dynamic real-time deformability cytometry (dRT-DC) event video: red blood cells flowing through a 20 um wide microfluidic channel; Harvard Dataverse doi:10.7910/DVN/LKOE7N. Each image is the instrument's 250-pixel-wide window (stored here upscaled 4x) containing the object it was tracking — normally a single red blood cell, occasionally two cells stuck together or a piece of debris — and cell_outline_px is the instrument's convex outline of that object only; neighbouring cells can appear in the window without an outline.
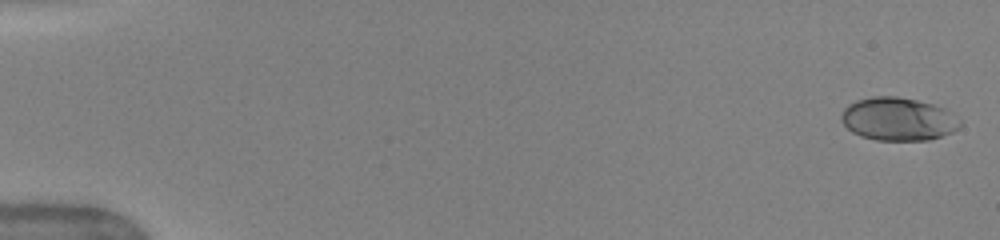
{"species": "human", "species_latin": "Homo sapiens", "temperature_condition": "warm", "stored_images_in_passage": 51, "camera_frame_rate_fps": 3000, "um_per_image_px": 0.085, "donor": {"sex": "female"}, "frame": {"image": 1, "passage_image": 2, "time_ms": 0.333, "image_size_px": [1000, 240], "cell_outline_px": [[964, 124], [952, 132], [928, 140], [876, 140], [860, 136], [852, 132], [840, 120], [840, 116], [844, 108], [848, 104], [856, 100], [872, 96], [896, 96], [916, 100], [932, 104], [944, 108], [960, 120]], "centroid_in_image_um": [76.32, 10.12], "position_along_channel_um": 8.7, "area_um2": 29.88}}
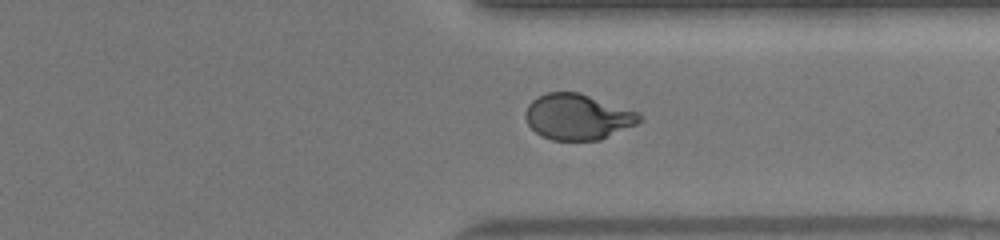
{"frame": {"image": 2, "passage_image": 40, "time_ms": 13.0, "image_size_px": [1000, 240], "cell_outline_px": [[640, 120], [636, 124], [600, 140], [552, 140], [536, 132], [528, 124], [524, 116], [524, 112], [528, 104], [536, 96], [548, 92], [580, 92], [640, 112]], "centroid_in_image_um": [49.08, 9.91], "position_along_channel_um": 362.3, "area_um2": 30.46}}
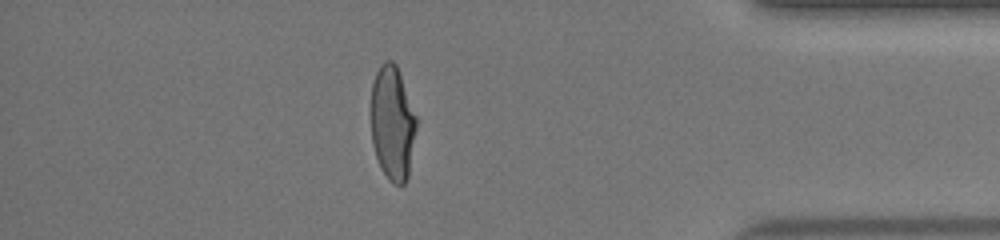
{"frame": {"image": 3, "passage_image": 45, "time_ms": 14.667, "image_size_px": [1000, 240], "cell_outline_px": [[416, 128], [408, 176], [404, 184], [392, 184], [388, 180], [380, 168], [372, 144], [372, 84], [376, 72], [380, 64], [384, 60], [392, 60], [396, 64], [416, 116]], "centroid_in_image_um": [33.35, 10.47], "position_along_channel_um": 401.9, "area_um2": 30.0}, "authors_computed_cell_mechanics": {"area_um2": 30.345, "velocity_mm_per_s": 4.0868, "shape_relaxation_time_tau1_ms": 3.8438, "shape_relaxation_time_tau2_ms": null, "deformation_change_tau1": 0.1758, "deformation_change_tau2": null}}